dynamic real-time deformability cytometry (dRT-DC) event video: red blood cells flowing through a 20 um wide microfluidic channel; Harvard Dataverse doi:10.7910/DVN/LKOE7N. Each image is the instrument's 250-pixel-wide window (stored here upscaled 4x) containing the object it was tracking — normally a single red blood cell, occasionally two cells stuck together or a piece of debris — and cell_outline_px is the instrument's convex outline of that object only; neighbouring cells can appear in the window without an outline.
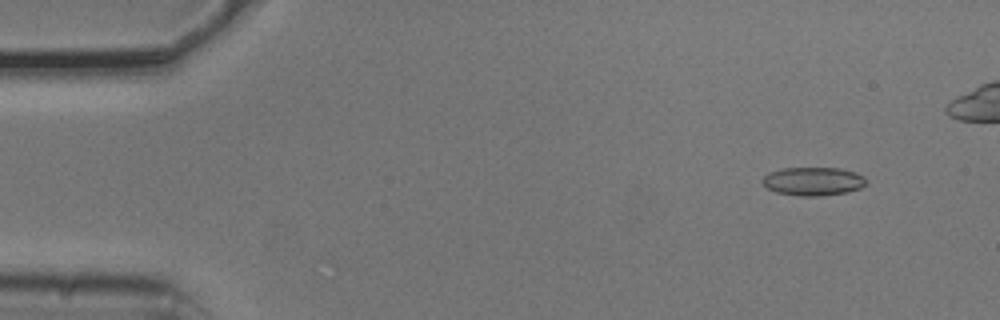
{"species": "common noctule bat (a hibernating species)", "species_latin": "Nyctalus noctula", "temperature_condition": "cold", "stored_images_in_passage": 6, "camera_frame_rate_fps": 3000, "um_per_image_px": 0.085, "animal": {"sex": "male", "body_mass_g": 20.5, "forearm_length_mm": 52.5}, "frame": {"image": 1, "passage_image": 2, "time_ms": 0.333, "image_size_px": [1000, 320], "cell_outline_px": [[868, 180], [860, 188], [848, 192], [820, 196], [800, 196], [776, 192], [768, 188], [760, 180], [768, 172], [784, 168], [840, 168], [856, 172], [864, 176]], "centroid_in_image_um": [69.13, 15.41], "position_along_channel_um": 15.9, "area_um2": 17.28}}